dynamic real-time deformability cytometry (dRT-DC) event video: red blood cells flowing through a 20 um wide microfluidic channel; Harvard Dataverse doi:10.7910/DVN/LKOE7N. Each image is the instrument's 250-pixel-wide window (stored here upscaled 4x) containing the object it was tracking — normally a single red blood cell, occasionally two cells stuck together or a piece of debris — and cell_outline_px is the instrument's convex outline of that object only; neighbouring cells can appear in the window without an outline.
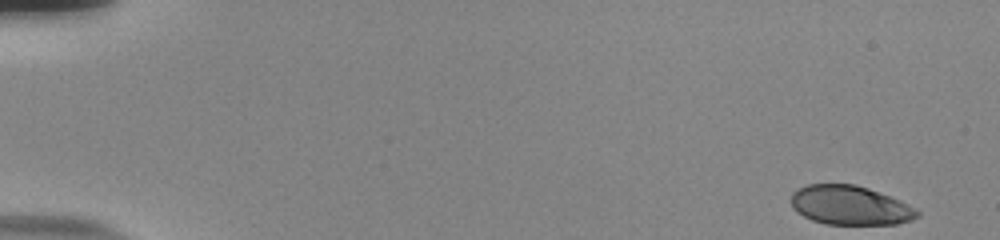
{"species": "human", "species_latin": "Homo sapiens", "temperature_condition": "room temperature", "stored_images_in_passage": 54, "camera_frame_rate_fps": 3000, "um_per_image_px": 0.085, "donor": {"sex": "male"}, "frame": {"image": 1, "passage_image": 1, "time_ms": 0.0, "image_size_px": [1000, 240], "cell_outline_px": [[920, 216], [912, 220], [896, 224], [824, 224], [812, 220], [796, 212], [792, 208], [792, 192], [796, 188], [808, 184], [856, 184], [868, 188], [900, 200], [920, 212]], "centroid_in_image_um": [72.23, 17.45], "position_along_channel_um": 12.8, "area_um2": 28.9}}
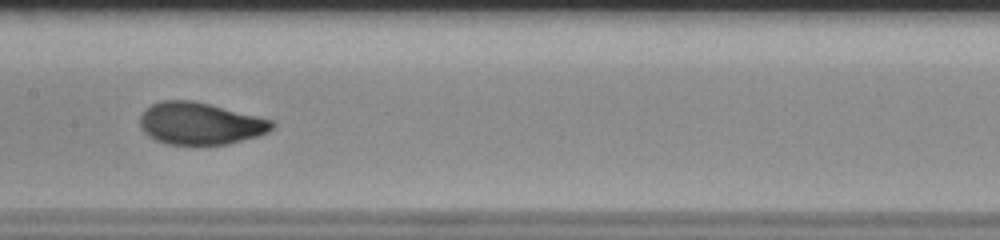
{"frame": {"image": 2, "passage_image": 28, "time_ms": 9.0, "image_size_px": [1000, 240], "cell_outline_px": [[276, 124], [268, 132], [256, 136], [228, 144], [168, 144], [156, 140], [148, 136], [140, 128], [140, 116], [144, 108], [160, 100], [192, 100], [272, 120]], "centroid_in_image_um": [16.96, 10.49], "position_along_channel_um": 190.4, "area_um2": 32.19}}
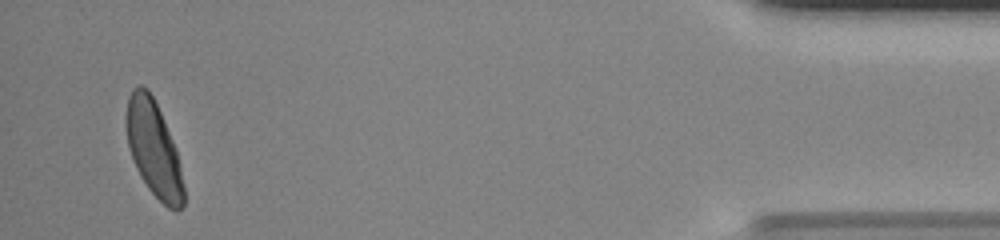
{"frame": {"image": 3, "passage_image": 52, "time_ms": 17.0, "image_size_px": [1000, 240], "cell_outline_px": [[184, 204], [176, 212], [168, 208], [148, 188], [140, 176], [132, 160], [128, 148], [124, 120], [128, 96], [132, 88], [140, 84], [148, 88], [160, 112], [172, 140], [176, 152], [180, 168], [184, 188]], "centroid_in_image_um": [13.01, 12.62], "position_along_channel_um": 422.2, "area_um2": 32.02}, "authors_computed_cell_mechanics": {"area_um2": 31.79, "velocity_mm_per_s": 3.7597, "shape_relaxation_time_tau1_ms": 3.9605, "shape_relaxation_time_tau2_ms": null, "deformation_change_tau1": 0.1802, "deformation_change_tau2": null}}